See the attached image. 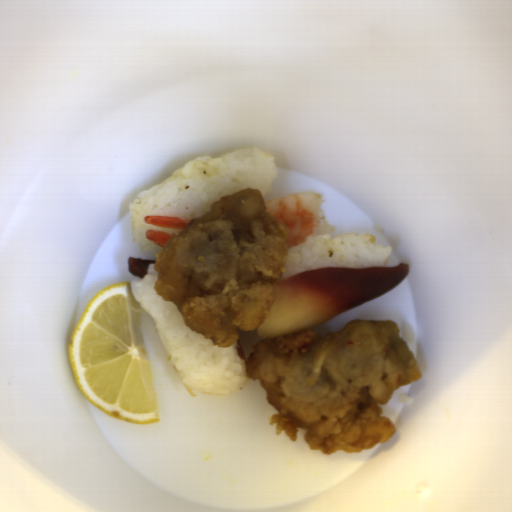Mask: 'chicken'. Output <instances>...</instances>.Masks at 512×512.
<instances>
[{
    "label": "chicken",
    "mask_w": 512,
    "mask_h": 512,
    "mask_svg": "<svg viewBox=\"0 0 512 512\" xmlns=\"http://www.w3.org/2000/svg\"><path fill=\"white\" fill-rule=\"evenodd\" d=\"M276 410V435L309 449L358 454L386 443L396 426L382 415L399 387L422 371L391 319L357 318L335 333L303 331L258 341L245 364Z\"/></svg>",
    "instance_id": "1"
},
{
    "label": "chicken",
    "mask_w": 512,
    "mask_h": 512,
    "mask_svg": "<svg viewBox=\"0 0 512 512\" xmlns=\"http://www.w3.org/2000/svg\"><path fill=\"white\" fill-rule=\"evenodd\" d=\"M289 234L256 187L223 195L157 253L156 293L192 332L231 348L239 331L266 320L289 263Z\"/></svg>",
    "instance_id": "2"
}]
</instances>
